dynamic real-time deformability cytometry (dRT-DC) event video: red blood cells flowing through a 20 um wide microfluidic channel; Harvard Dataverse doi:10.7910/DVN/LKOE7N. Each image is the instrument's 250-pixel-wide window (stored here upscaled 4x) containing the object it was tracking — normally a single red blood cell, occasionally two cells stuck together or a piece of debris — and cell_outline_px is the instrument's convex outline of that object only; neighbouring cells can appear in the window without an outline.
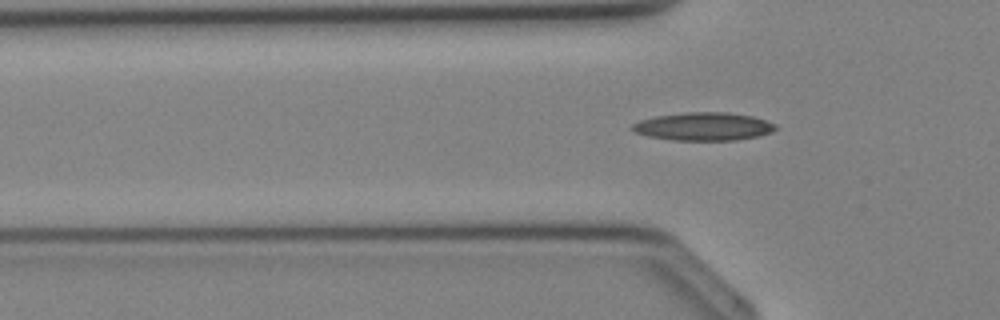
{"species": "Egyptian fruit bat (a non-hibernating species)", "species_latin": "Rousettus aegyptiacus", "temperature_condition": "cold", "stored_images_in_passage": 26, "camera_frame_rate_fps": 3000, "um_per_image_px": 0.085, "animal": {"sex": "female"}, "frame": {"image": 1, "passage_image": 5, "time_ms": 1.333, "image_size_px": [1000, 320], "cell_outline_px": [[780, 128], [772, 132], [756, 136], [736, 140], [672, 140], [648, 136], [636, 132], [632, 128], [632, 124], [640, 120], [656, 116], [684, 112], [724, 112], [752, 116], [776, 124]], "centroid_in_image_um": [59.82, 10.75], "position_along_channel_um": 66.0, "area_um2": 23.35}}
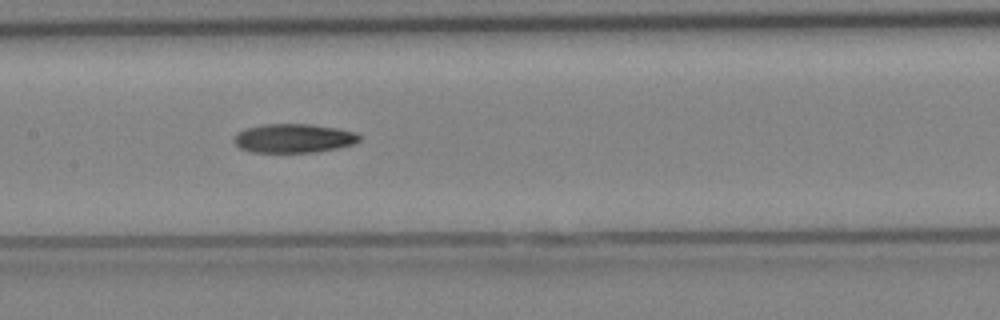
{"frame": {"image": 2, "passage_image": 11, "time_ms": 3.333, "image_size_px": [1000, 320], "cell_outline_px": [[360, 140], [356, 144], [340, 148], [316, 152], [252, 152], [240, 148], [232, 140], [232, 136], [236, 132], [244, 128], [264, 124], [312, 124], [336, 128], [356, 132], [360, 136]], "centroid_in_image_um": [24.95, 11.75], "position_along_channel_um": 182.4, "area_um2": 21.5}}
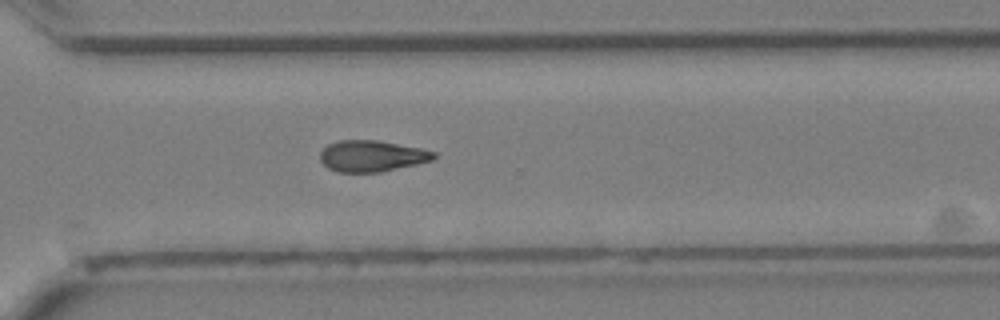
{"frame": {"image": 3, "passage_image": 19, "time_ms": 6.0, "image_size_px": [1000, 320], "cell_outline_px": [[436, 156], [432, 160], [416, 164], [380, 172], [336, 172], [328, 168], [320, 160], [320, 152], [328, 144], [336, 140], [376, 140], [420, 148], [436, 152]], "centroid_in_image_um": [31.57, 13.26], "position_along_channel_um": 339.0, "area_um2": 20.63}}